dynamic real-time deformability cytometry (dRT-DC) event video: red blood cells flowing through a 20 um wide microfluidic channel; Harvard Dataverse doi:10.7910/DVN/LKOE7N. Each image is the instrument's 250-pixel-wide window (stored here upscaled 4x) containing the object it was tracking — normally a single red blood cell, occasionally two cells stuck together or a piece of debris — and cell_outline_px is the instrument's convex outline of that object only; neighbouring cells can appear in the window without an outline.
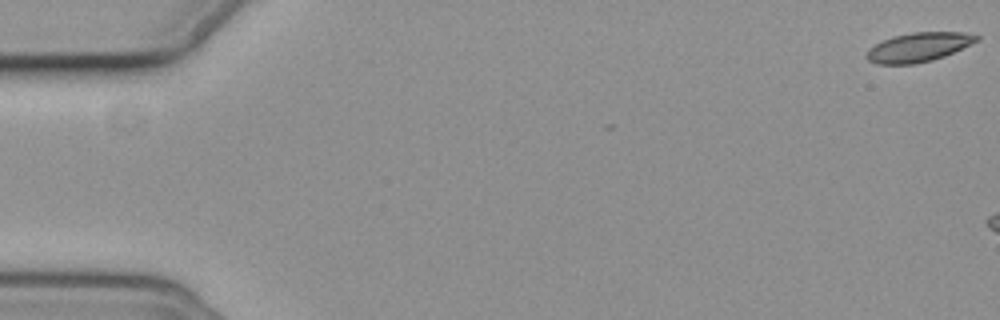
{"species": "common noctule bat (a hibernating species)", "species_latin": "Nyctalus noctula", "temperature_condition": "cold", "stored_images_in_passage": 7, "camera_frame_rate_fps": 3000, "um_per_image_px": 0.085, "animal": {"sex": "female", "body_mass_g": 19.3, "forearm_length_mm": 54.1}, "frame": {"image": 1, "passage_image": 1, "time_ms": 0.0, "image_size_px": [1000, 320], "cell_outline_px": [[980, 40], [944, 56], [932, 60], [916, 64], [876, 64], [868, 60], [864, 56], [868, 48], [892, 36], [912, 32], [964, 32], [980, 36]], "centroid_in_image_um": [78.06, 4.01], "position_along_channel_um": 6.9, "area_um2": 18.79}}